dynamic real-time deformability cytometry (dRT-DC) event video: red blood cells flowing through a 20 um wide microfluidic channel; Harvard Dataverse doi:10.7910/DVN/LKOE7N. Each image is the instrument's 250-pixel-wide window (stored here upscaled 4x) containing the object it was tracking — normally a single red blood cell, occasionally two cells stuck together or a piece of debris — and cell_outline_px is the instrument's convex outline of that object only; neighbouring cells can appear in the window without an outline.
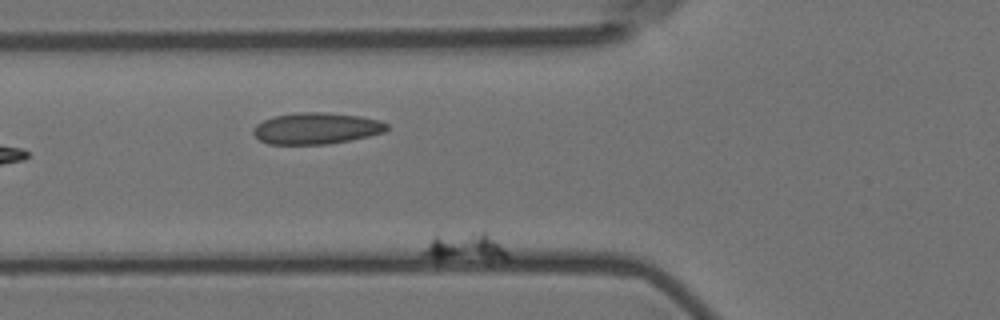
{"species": "Egyptian fruit bat (a non-hibernating species)", "species_latin": "Rousettus aegyptiacus", "temperature_condition": "room temperature", "stored_images_in_passage": 71, "camera_frame_rate_fps": 3000, "um_per_image_px": 0.085, "animal": {"sex": "female"}, "frame": {"image": 1, "passage_image": 15, "time_ms": 4.667, "image_size_px": [1000, 320], "cell_outline_px": [[508, 256], [504, 260], [428, 256], [420, 252], [432, 236], [480, 232], [484, 232], [496, 240], [508, 252]], "centroid_in_image_um": [39.56, 20.97], "position_along_channel_um": 86.2, "area_um2": 13.01}}
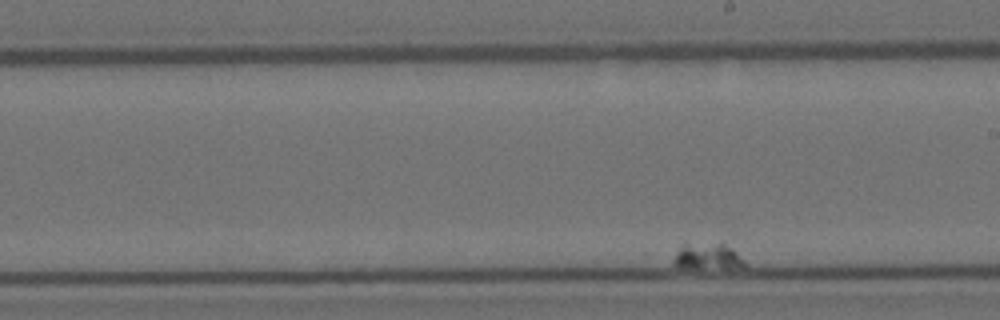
{"frame": {"image": 2, "passage_image": 47, "time_ms": 15.333, "image_size_px": [1000, 320], "cell_outline_px": [[748, 264], [744, 268], [696, 268], [672, 264], [672, 260], [676, 252], [684, 244], [720, 240], [724, 240]], "centroid_in_image_um": [60.23, 21.75], "position_along_channel_um": 228.8, "area_um2": 11.44}}
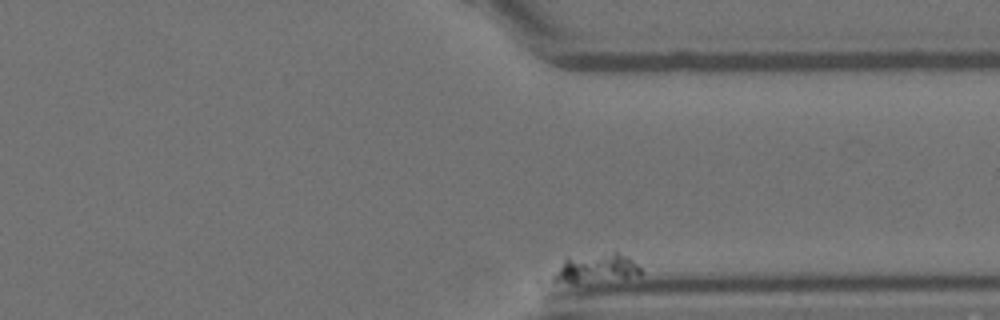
{"frame": {"image": 3, "passage_image": 71, "time_ms": 23.333, "image_size_px": [1000, 320], "cell_outline_px": [[644, 272], [640, 276], [576, 280], [552, 280], [552, 276], [564, 260], [568, 256], [616, 248], [628, 256]], "centroid_in_image_um": [50.78, 22.64], "position_along_channel_um": 360.6, "area_um2": 14.57}}